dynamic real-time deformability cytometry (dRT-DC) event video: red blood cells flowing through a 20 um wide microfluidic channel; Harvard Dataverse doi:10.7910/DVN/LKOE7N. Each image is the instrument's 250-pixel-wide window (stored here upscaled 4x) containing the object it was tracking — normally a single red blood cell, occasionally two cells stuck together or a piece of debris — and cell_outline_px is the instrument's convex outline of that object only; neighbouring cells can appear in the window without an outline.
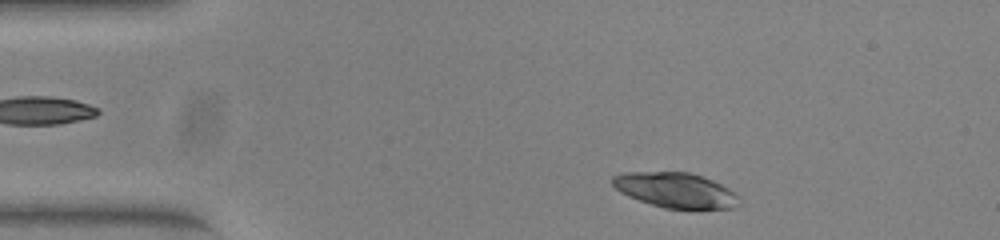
{"species": "common noctule bat (a hibernating species)", "species_latin": "Nyctalus noctula", "temperature_condition": "warm", "stored_images_in_passage": 46, "camera_frame_rate_fps": 3000, "um_per_image_px": 0.085, "animal": {"sex": "female", "body_mass_g": 23.0, "forearm_length_mm": 53.4}, "frame": {"image": 1, "passage_image": 2, "time_ms": 0.333, "image_size_px": [1000, 240], "cell_outline_px": [[736, 196], [732, 208], [664, 208], [628, 196], [620, 192], [612, 184], [612, 176], [624, 172], [688, 172], [712, 180], [728, 188]], "centroid_in_image_um": [57.31, 16.14], "position_along_channel_um": 27.7, "area_um2": 25.14}}